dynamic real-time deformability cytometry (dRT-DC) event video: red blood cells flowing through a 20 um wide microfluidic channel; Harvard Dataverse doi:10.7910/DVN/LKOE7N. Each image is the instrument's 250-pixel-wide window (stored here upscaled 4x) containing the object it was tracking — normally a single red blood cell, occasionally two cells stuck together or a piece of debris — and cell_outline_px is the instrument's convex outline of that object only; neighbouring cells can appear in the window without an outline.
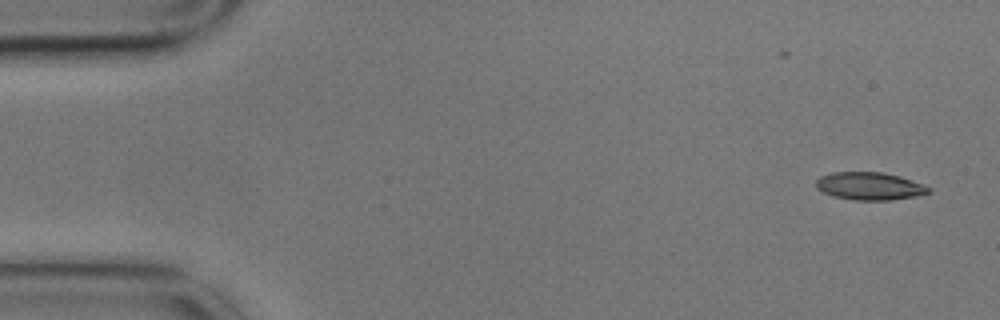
{"species": "common noctule bat (a hibernating species)", "species_latin": "Nyctalus noctula", "temperature_condition": "cold", "stored_images_in_passage": 6, "camera_frame_rate_fps": 3000, "um_per_image_px": 0.085, "animal": {"sex": "male", "body_mass_g": 17.9}, "frame": {"image": 1, "passage_image": 1, "time_ms": 0.0, "image_size_px": [1000, 320], "cell_outline_px": [[932, 192], [916, 196], [892, 200], [856, 200], [832, 196], [816, 188], [816, 180], [820, 176], [832, 172], [884, 172], [900, 176], [924, 184], [932, 188]], "centroid_in_image_um": [73.95, 15.81], "position_along_channel_um": 11.0, "area_um2": 18.38}}
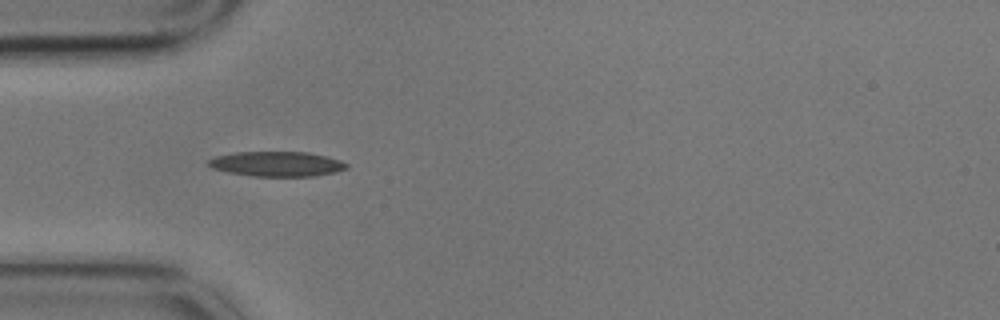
{"frame": {"image": 2, "passage_image": 5, "time_ms": 1.333, "image_size_px": [1000, 320], "cell_outline_px": [[348, 168], [336, 172], [312, 176], [252, 176], [228, 172], [212, 168], [208, 164], [208, 160], [216, 156], [236, 152], [308, 152], [328, 156], [340, 160], [348, 164]], "centroid_in_image_um": [23.56, 13.93], "position_along_channel_um": 61.4, "area_um2": 20.06}}